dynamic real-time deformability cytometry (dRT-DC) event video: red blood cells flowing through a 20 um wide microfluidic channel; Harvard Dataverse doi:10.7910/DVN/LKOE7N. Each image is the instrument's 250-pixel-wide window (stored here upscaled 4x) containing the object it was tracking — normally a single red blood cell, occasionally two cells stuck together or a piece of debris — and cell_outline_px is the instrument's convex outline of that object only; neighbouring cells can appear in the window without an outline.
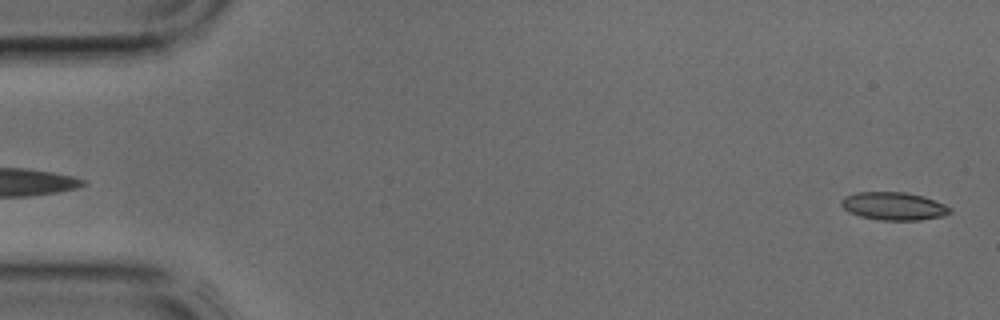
{"species": "common noctule bat (a hibernating species)", "species_latin": "Nyctalus noctula", "temperature_condition": "cold", "stored_images_in_passage": 39, "camera_frame_rate_fps": 3000, "um_per_image_px": 0.085, "animal": {"sex": "male", "body_mass_g": 17.9, "forearm_length_mm": 54.2}, "frame": {"image": 1, "passage_image": 1, "time_ms": 0.0, "image_size_px": [1000, 320], "cell_outline_px": [[952, 212], [944, 216], [920, 220], [880, 220], [860, 216], [848, 212], [840, 204], [840, 200], [844, 196], [856, 192], [904, 192], [924, 196], [944, 204], [952, 208]], "centroid_in_image_um": [75.96, 17.52], "position_along_channel_um": 9.0, "area_um2": 17.86}}
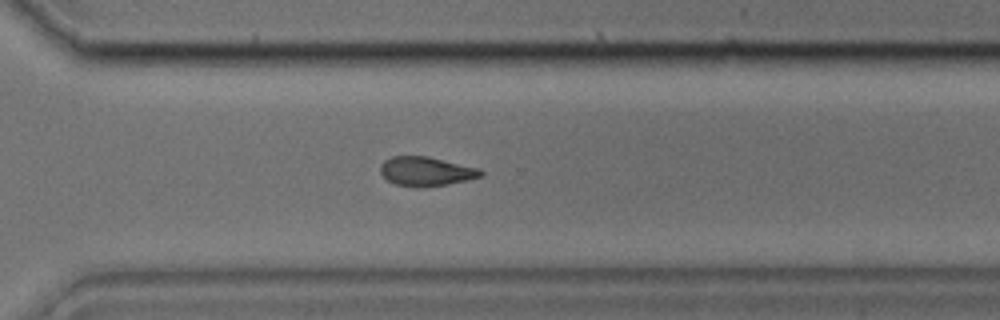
{"frame": {"image": 2, "passage_image": 28, "time_ms": 9.0, "image_size_px": [1000, 320], "cell_outline_px": [[484, 172], [480, 176], [448, 184], [424, 188], [396, 184], [388, 180], [380, 172], [380, 164], [384, 160], [392, 156], [428, 156], [480, 168]], "centroid_in_image_um": [36.2, 14.56], "position_along_channel_um": 334.4, "area_um2": 17.05}}
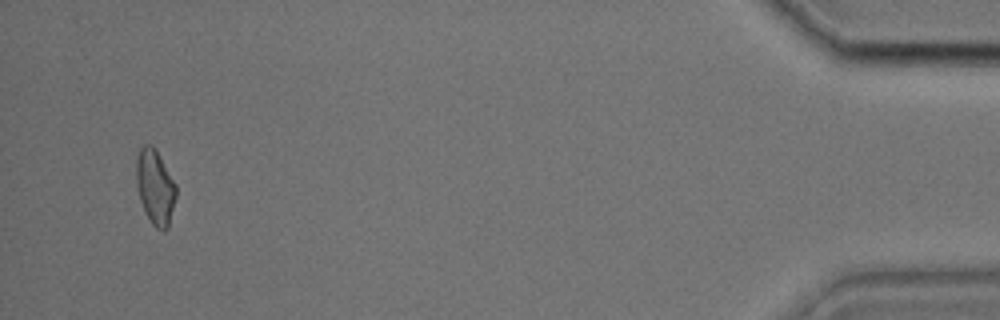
{"frame": {"image": 3, "passage_image": 38, "time_ms": 12.333, "image_size_px": [1000, 320], "cell_outline_px": [[176, 196], [168, 228], [164, 232], [156, 228], [152, 224], [144, 212], [140, 200], [136, 184], [136, 156], [140, 148], [144, 144], [152, 144], [156, 148], [176, 184]], "centroid_in_image_um": [13.18, 15.88], "position_along_channel_um": 422.0, "area_um2": 17.69}}